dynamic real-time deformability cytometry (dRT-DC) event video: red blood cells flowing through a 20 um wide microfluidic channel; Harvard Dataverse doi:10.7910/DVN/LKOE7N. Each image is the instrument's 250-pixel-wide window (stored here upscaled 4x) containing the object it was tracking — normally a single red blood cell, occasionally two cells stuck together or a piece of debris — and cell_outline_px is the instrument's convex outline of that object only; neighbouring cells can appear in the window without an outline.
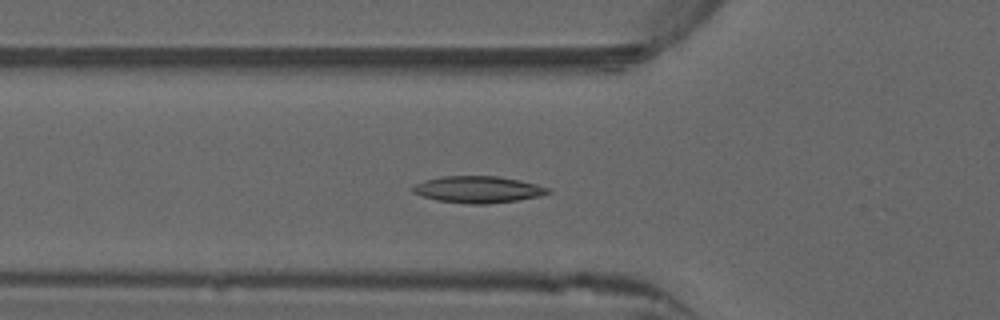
{"species": "common noctule bat (a hibernating species)", "species_latin": "Nyctalus noctula", "temperature_condition": "warm", "stored_images_in_passage": 18, "camera_frame_rate_fps": 3000, "um_per_image_px": 0.085, "animal": {"sex": "male", "forearm_length_mm": 52.5}, "frame": {"image": 1, "passage_image": 5, "time_ms": 1.333, "image_size_px": [1000, 320], "cell_outline_px": [[552, 192], [540, 196], [520, 200], [488, 204], [468, 204], [436, 200], [412, 192], [412, 188], [416, 184], [424, 180], [440, 176], [496, 176], [520, 180], [552, 188]], "centroid_in_image_um": [40.68, 16.11], "position_along_channel_um": 85.1, "area_um2": 21.21}}
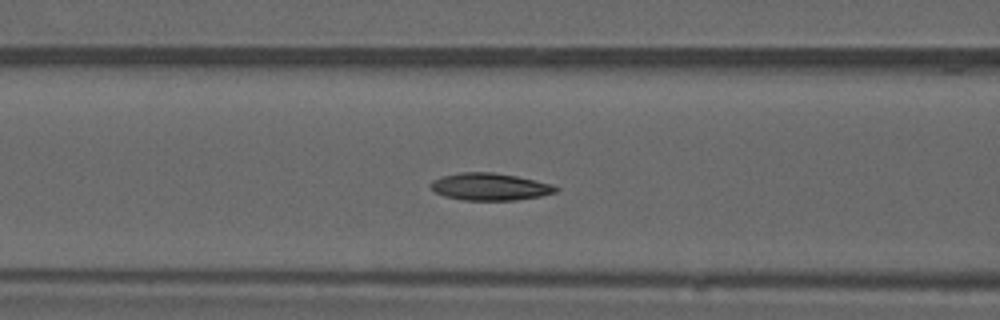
{"frame": {"image": 2, "passage_image": 8, "time_ms": 2.333, "image_size_px": [1000, 320], "cell_outline_px": [[560, 188], [556, 192], [540, 196], [516, 200], [464, 200], [444, 196], [436, 192], [428, 184], [432, 180], [440, 176], [460, 172], [492, 172], [516, 176], [552, 184]], "centroid_in_image_um": [41.62, 15.86], "position_along_channel_um": 125.0, "area_um2": 19.88}}
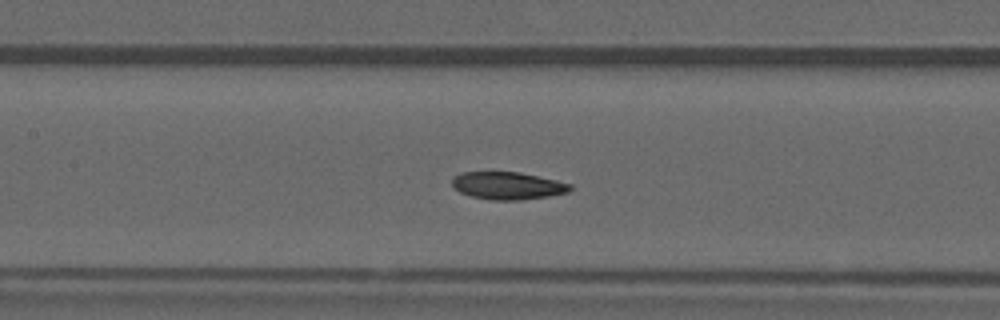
{"frame": {"image": 3, "passage_image": 11, "time_ms": 3.333, "image_size_px": [1000, 320], "cell_outline_px": [[572, 188], [568, 192], [548, 196], [520, 200], [492, 200], [472, 196], [460, 192], [452, 188], [452, 180], [460, 172], [520, 172], [556, 180], [572, 184]], "centroid_in_image_um": [43.15, 15.78], "position_along_channel_um": 164.3, "area_um2": 18.9}}